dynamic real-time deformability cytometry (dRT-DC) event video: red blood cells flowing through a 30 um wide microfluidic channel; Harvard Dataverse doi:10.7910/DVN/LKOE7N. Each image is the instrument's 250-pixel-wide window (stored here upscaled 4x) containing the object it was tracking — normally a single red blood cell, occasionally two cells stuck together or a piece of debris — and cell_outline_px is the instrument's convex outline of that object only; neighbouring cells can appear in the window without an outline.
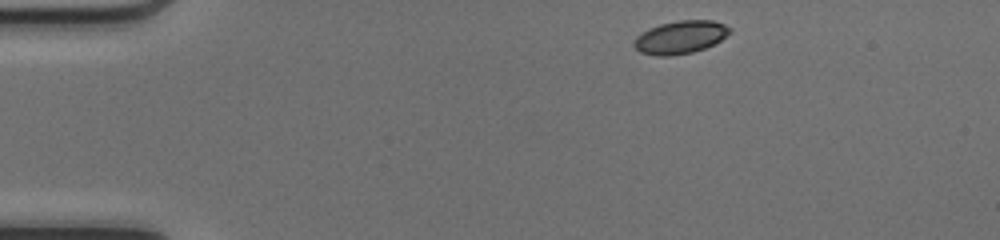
{"species": "common noctule bat (a hibernating species)", "species_latin": "Nyctalus noctula", "temperature_condition": "cold", "stored_images_in_passage": 42, "camera_frame_rate_fps": 3000, "um_per_image_px": 0.085, "animal": {"sex": "female", "body_mass_g": 17.0, "forearm_length_mm": 48.0}, "frame": {"image": 1, "passage_image": 1, "time_ms": 0.0, "image_size_px": [1000, 240], "cell_outline_px": [[732, 32], [720, 40], [704, 48], [692, 52], [668, 56], [656, 56], [640, 52], [632, 44], [636, 36], [648, 28], [660, 24], [680, 20], [712, 20], [724, 24], [732, 28]], "centroid_in_image_um": [57.82, 3.15], "position_along_channel_um": 27.2, "area_um2": 18.38}}
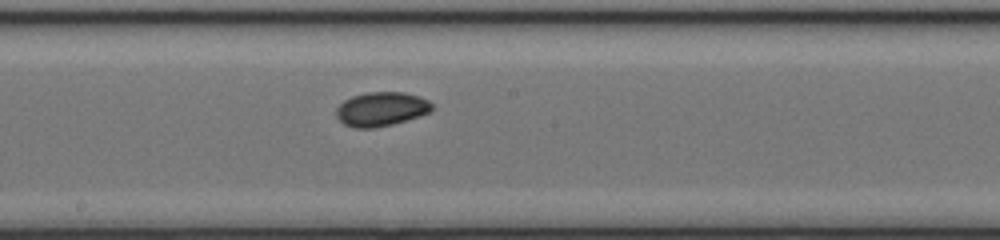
{"frame": {"image": 2, "passage_image": 20, "time_ms": 6.333, "image_size_px": [1000, 240], "cell_outline_px": [[432, 108], [428, 112], [392, 124], [372, 128], [356, 128], [344, 124], [336, 116], [336, 108], [344, 100], [352, 96], [368, 92], [404, 92], [420, 96], [428, 100], [432, 104]], "centroid_in_image_um": [32.37, 9.25], "position_along_channel_um": 215.8, "area_um2": 18.79}}
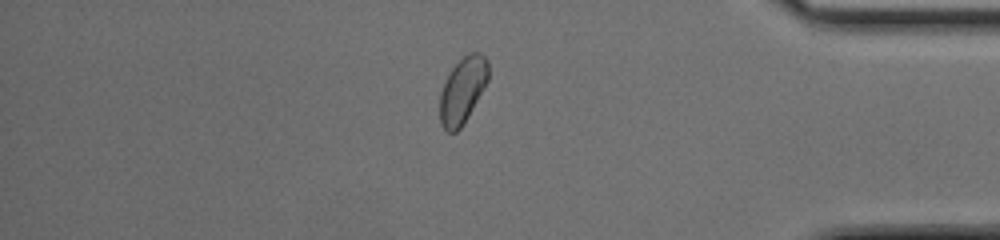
{"frame": {"image": 3, "passage_image": 35, "time_ms": 11.333, "image_size_px": [1000, 240], "cell_outline_px": [[488, 80], [468, 116], [460, 128], [456, 132], [448, 132], [440, 124], [440, 92], [452, 68], [468, 52], [480, 52], [488, 60]], "centroid_in_image_um": [39.32, 7.66], "position_along_channel_um": 395.9, "area_um2": 18.38}, "authors_computed_cell_mechanics": {"area_um2": 18.3804, "velocity_mm_per_s": 4.1732, "shape_relaxation_time_tau1_ms": 2.126, "shape_relaxation_time_tau2_ms": 6.246, "deformation_change_tau1": 0.0561, "deformation_change_tau2": 0.0782}}